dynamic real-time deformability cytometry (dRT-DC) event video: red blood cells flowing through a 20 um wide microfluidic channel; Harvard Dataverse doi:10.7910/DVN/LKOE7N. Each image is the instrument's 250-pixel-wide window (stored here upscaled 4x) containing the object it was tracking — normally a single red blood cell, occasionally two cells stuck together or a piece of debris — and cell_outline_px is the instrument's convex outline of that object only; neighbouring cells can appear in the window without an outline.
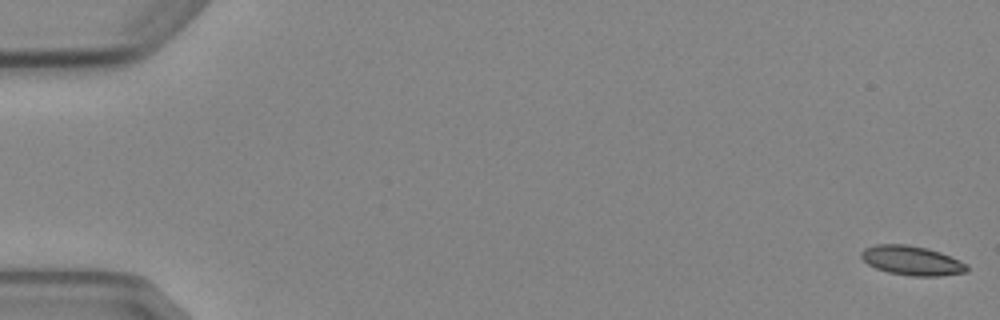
{"species": "Egyptian fruit bat (a non-hibernating species)", "species_latin": "Rousettus aegyptiacus", "temperature_condition": "cold", "stored_images_in_passage": 5, "camera_frame_rate_fps": 3000, "um_per_image_px": 0.085, "animal": {"sex": "female"}, "frame": {"image": 1, "passage_image": 1, "time_ms": 0.0, "image_size_px": [1000, 320], "cell_outline_px": [[968, 272], [940, 276], [912, 276], [888, 272], [876, 268], [868, 264], [860, 256], [860, 252], [864, 248], [876, 244], [904, 244], [928, 248], [940, 252], [960, 260], [968, 264]], "centroid_in_image_um": [77.52, 22.14], "position_along_channel_um": 7.5, "area_um2": 18.21}}
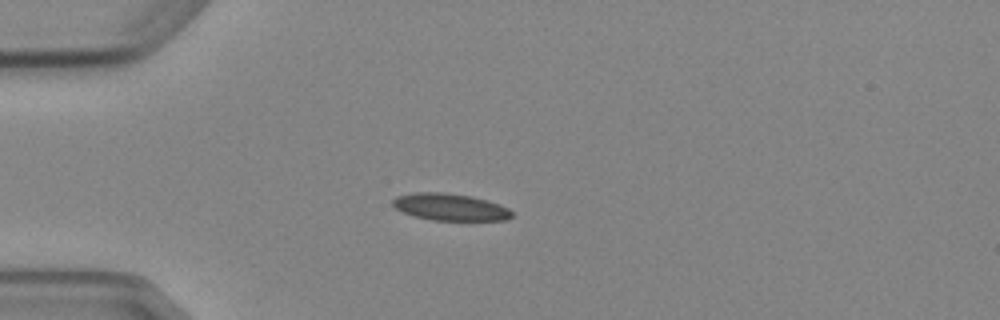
{"frame": {"image": 2, "passage_image": 5, "time_ms": 4.667, "image_size_px": [1000, 320], "cell_outline_px": [[512, 216], [504, 220], [432, 220], [416, 216], [404, 212], [396, 208], [392, 204], [392, 200], [396, 196], [412, 192], [440, 192], [472, 196], [488, 200], [500, 204], [508, 208], [512, 212]], "centroid_in_image_um": [38.26, 17.58], "position_along_channel_um": 46.7, "area_um2": 18.67}}